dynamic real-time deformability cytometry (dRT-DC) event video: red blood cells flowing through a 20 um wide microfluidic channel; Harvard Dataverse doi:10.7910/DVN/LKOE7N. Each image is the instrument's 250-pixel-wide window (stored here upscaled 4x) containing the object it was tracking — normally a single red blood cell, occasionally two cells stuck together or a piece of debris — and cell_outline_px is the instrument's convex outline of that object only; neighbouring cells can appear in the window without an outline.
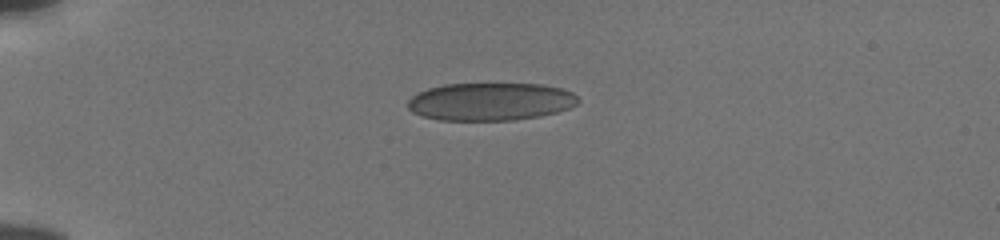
{"species": "human", "species_latin": "Homo sapiens", "temperature_condition": "cold", "stored_images_in_passage": 40, "camera_frame_rate_fps": 3000, "um_per_image_px": 0.085, "donor": {"sex": "male"}, "frame": {"image": 1, "passage_image": 1, "time_ms": 0.0, "image_size_px": [1000, 240], "cell_outline_px": [[580, 100], [576, 104], [568, 108], [556, 112], [540, 116], [516, 120], [440, 120], [424, 116], [412, 112], [408, 108], [408, 100], [412, 96], [428, 88], [444, 84], [540, 84], [560, 88], [572, 92]], "centroid_in_image_um": [41.69, 8.64], "position_along_channel_um": 43.3, "area_um2": 37.4}}
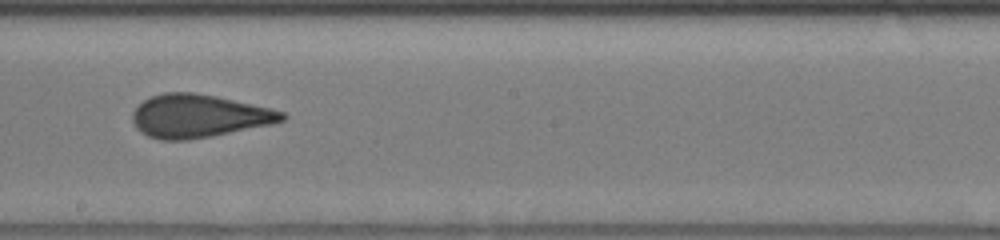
{"frame": {"image": 2, "passage_image": 19, "time_ms": 6.0, "image_size_px": [1000, 240], "cell_outline_px": [[288, 116], [284, 120], [272, 124], [212, 136], [188, 140], [160, 140], [148, 136], [140, 132], [136, 128], [132, 120], [132, 112], [144, 100], [152, 96], [164, 92], [192, 92], [216, 96], [272, 108], [284, 112]], "centroid_in_image_um": [16.89, 9.86], "position_along_channel_um": 231.3, "area_um2": 37.63}}
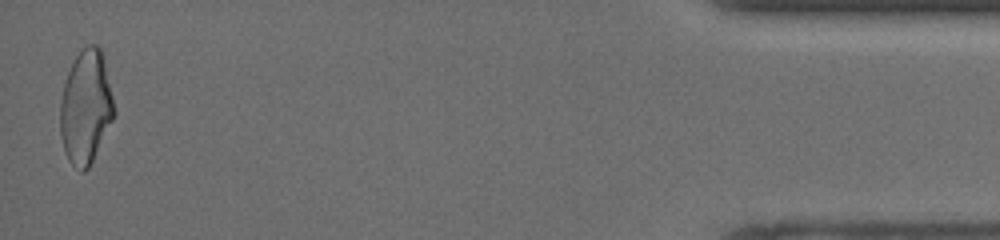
{"frame": {"image": 3, "passage_image": 40, "time_ms": 13.0, "image_size_px": [1000, 240], "cell_outline_px": [[116, 112], [88, 168], [84, 172], [80, 172], [68, 160], [64, 152], [60, 136], [60, 100], [64, 84], [68, 72], [76, 56], [88, 44], [96, 44], [100, 48], [104, 56]], "centroid_in_image_um": [7.29, 9.1], "position_along_channel_um": 427.9, "area_um2": 35.66}, "authors_computed_cell_mechanics": {"area_um2": 36.7319, "velocity_mm_per_s": 3.8579, "shape_relaxation_time_tau1_ms": null, "shape_relaxation_time_tau2_ms": 0.9222, "deformation_change_tau1": null, "deformation_change_tau2": 0.0748}}